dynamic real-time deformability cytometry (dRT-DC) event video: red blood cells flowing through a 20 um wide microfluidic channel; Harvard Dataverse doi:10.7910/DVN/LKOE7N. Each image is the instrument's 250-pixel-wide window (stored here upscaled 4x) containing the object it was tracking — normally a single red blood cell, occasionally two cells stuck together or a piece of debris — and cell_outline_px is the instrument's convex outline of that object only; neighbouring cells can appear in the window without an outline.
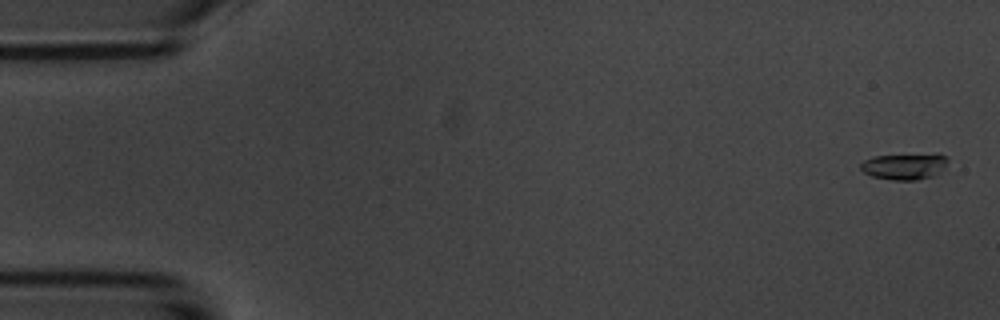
{"species": "common noctule bat (a hibernating species)", "species_latin": "Nyctalus noctula", "temperature_condition": "room temperature", "stored_images_in_passage": 5, "camera_frame_rate_fps": 3000, "um_per_image_px": 0.085, "animal": {"sex": "male", "body_mass_g": 20.1, "forearm_length_mm": 53.5}, "frame": {"image": 1, "passage_image": 1, "time_ms": 0.0, "image_size_px": [1000, 320], "cell_outline_px": [[948, 160], [944, 168], [936, 176], [916, 180], [896, 180], [872, 176], [864, 172], [860, 168], [860, 164], [864, 160], [872, 156], [936, 152], [948, 156]], "centroid_in_image_um": [76.94, 14.1], "position_along_channel_um": 8.1, "area_um2": 13.87}}
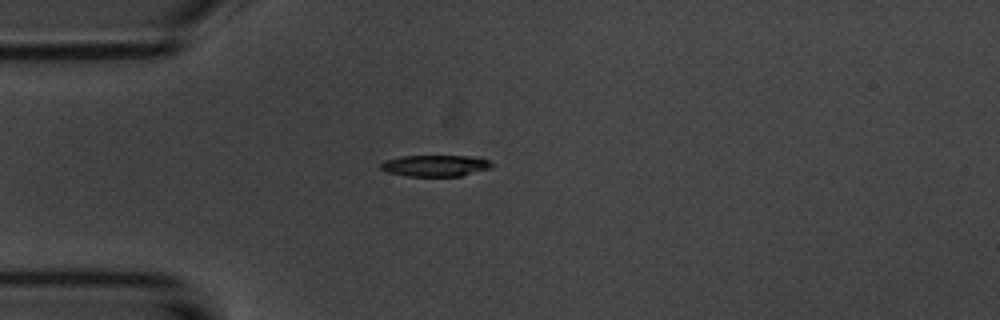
{"frame": {"image": 2, "passage_image": 5, "time_ms": 4.333, "image_size_px": [1000, 320], "cell_outline_px": [[496, 164], [492, 168], [460, 176], [408, 176], [388, 172], [380, 168], [380, 164], [384, 160], [400, 156], [472, 156], [488, 160]], "centroid_in_image_um": [37.03, 14.08], "position_along_channel_um": 48.0, "area_um2": 13.93}}